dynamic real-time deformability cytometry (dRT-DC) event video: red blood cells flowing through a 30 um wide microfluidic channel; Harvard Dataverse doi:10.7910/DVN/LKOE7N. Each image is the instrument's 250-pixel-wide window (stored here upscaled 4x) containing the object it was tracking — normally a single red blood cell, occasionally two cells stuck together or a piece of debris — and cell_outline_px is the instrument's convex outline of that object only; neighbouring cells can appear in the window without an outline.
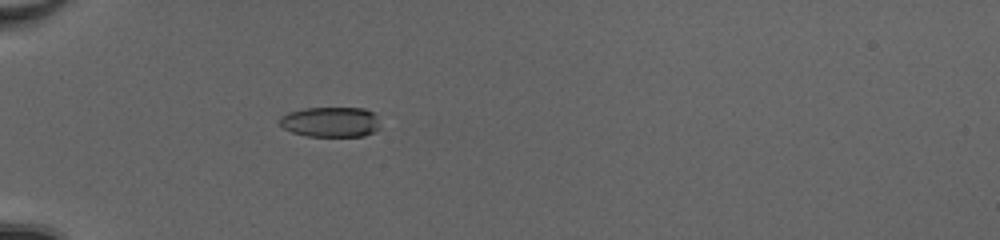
{"species": "common noctule bat (a hibernating species)", "species_latin": "Nyctalus noctula", "temperature_condition": "cold", "stored_images_in_passage": 53, "camera_frame_rate_fps": 3000, "um_per_image_px": 0.085, "animal": {"sex": "female", "body_mass_g": 20.0, "forearm_length_mm": 54.0}, "frame": {"image": 1, "passage_image": 19, "time_ms": 6.0, "image_size_px": [1000, 240], "cell_outline_px": [[380, 128], [364, 136], [308, 136], [292, 132], [284, 128], [280, 124], [280, 116], [288, 112], [304, 108], [364, 108], [372, 112]], "centroid_in_image_um": [28.06, 10.36], "position_along_channel_um": 56.9, "area_um2": 17.51}}
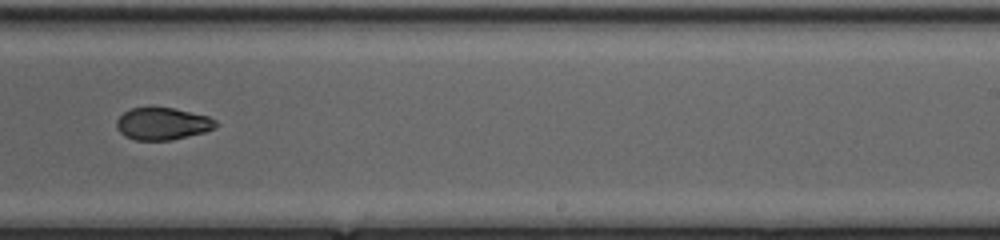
{"frame": {"image": 2, "passage_image": 36, "time_ms": 11.667, "image_size_px": [1000, 240], "cell_outline_px": [[220, 124], [216, 128], [204, 132], [172, 140], [136, 140], [124, 136], [116, 128], [116, 120], [124, 112], [132, 108], [148, 104], [172, 108], [208, 116], [216, 120]], "centroid_in_image_um": [13.8, 10.48], "position_along_channel_um": 275.2, "area_um2": 19.19}}
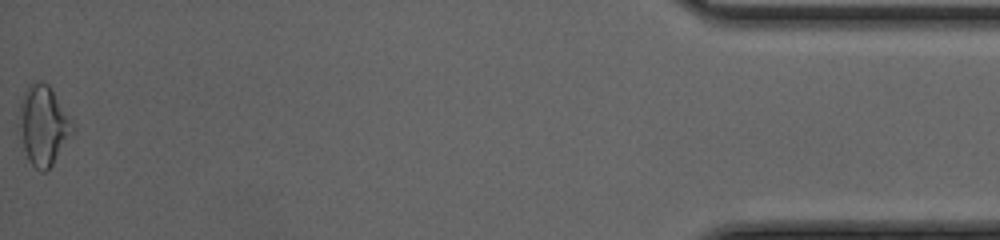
{"frame": {"image": 3, "passage_image": 53, "time_ms": 17.333, "image_size_px": [1000, 240], "cell_outline_px": [[72, 132], [52, 164], [44, 172], [40, 172], [28, 160], [24, 148], [20, 124], [20, 100], [28, 84], [36, 80], [40, 80], [48, 84], [72, 120]], "centroid_in_image_um": [3.67, 10.61], "position_along_channel_um": 431.5, "area_um2": 24.04}, "authors_computed_cell_mechanics": {"area_um2": 19.8254, "velocity_mm_per_s": 4.1785, "shape_relaxation_time_tau1_ms": null, "shape_relaxation_time_tau2_ms": 0.917, "deformation_change_tau1": null, "deformation_change_tau2": 0.0451}}